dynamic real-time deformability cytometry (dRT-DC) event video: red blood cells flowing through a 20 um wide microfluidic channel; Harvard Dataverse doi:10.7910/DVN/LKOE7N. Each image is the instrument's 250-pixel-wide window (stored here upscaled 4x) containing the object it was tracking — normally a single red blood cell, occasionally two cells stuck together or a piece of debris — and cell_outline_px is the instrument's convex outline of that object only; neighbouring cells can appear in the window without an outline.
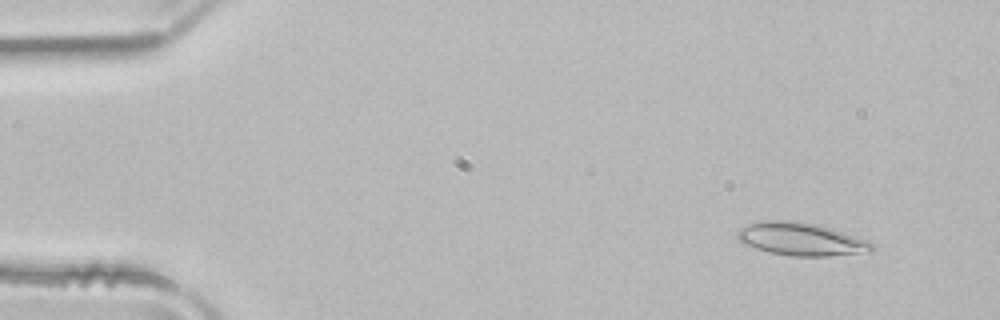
{"species": "common noctule bat (a hibernating species)", "species_latin": "Nyctalus noctula", "temperature_condition": "room temperature", "stored_images_in_passage": 47, "camera_frame_rate_fps": 3000, "um_per_image_px": 0.085, "animal": {"sex": "male", "body_mass_g": 21.5, "forearm_length_mm": 52.0}, "frame": {"image": 1, "passage_image": 1, "time_ms": 0.0, "image_size_px": [1000, 320], "cell_outline_px": [[872, 252], [828, 256], [788, 256], [768, 252], [744, 244], [736, 236], [736, 232], [740, 228], [748, 224], [764, 220], [788, 220], [812, 224], [828, 228], [868, 240], [872, 244]], "centroid_in_image_um": [68.05, 20.34], "position_along_channel_um": 17.0, "area_um2": 25.55}}
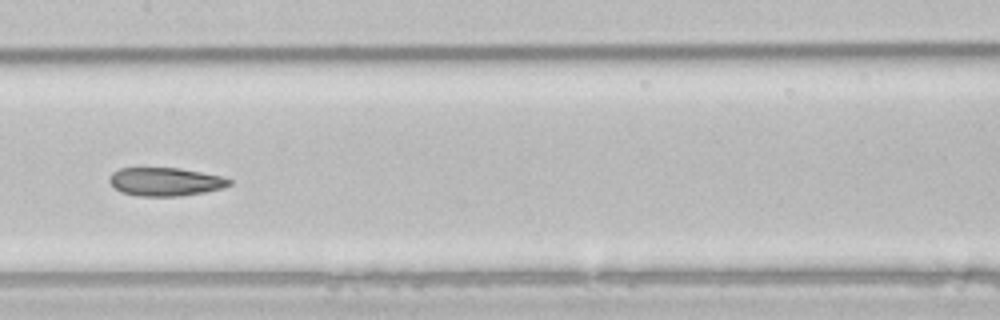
{"frame": {"image": 2, "passage_image": 22, "time_ms": 7.0, "image_size_px": [1000, 320], "cell_outline_px": [[232, 184], [224, 188], [204, 192], [180, 196], [136, 196], [120, 192], [108, 180], [108, 176], [112, 172], [120, 168], [180, 168], [220, 176], [232, 180]], "centroid_in_image_um": [14.04, 15.45], "position_along_channel_um": 193.4, "area_um2": 19.88}}
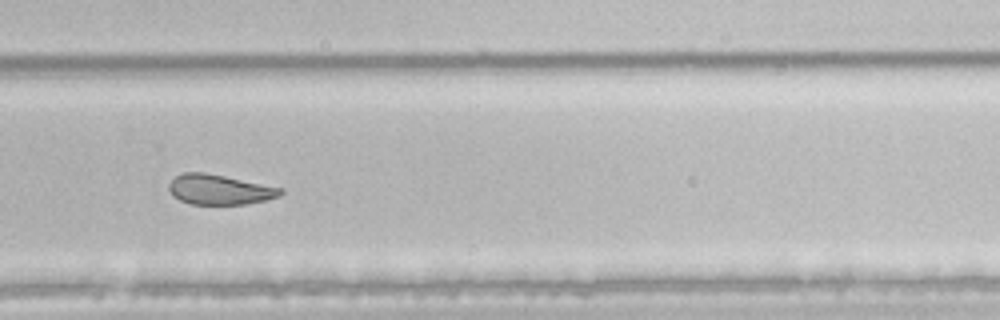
{"frame": {"image": 3, "passage_image": 31, "time_ms": 10.0, "image_size_px": [1000, 320], "cell_outline_px": [[284, 192], [280, 196], [248, 204], [192, 204], [180, 200], [172, 196], [168, 188], [168, 184], [176, 176], [184, 172], [204, 172], [284, 188]], "centroid_in_image_um": [18.66, 16.11], "position_along_channel_um": 311.1, "area_um2": 19.54}, "authors_computed_cell_mechanics": {"area_um2": 22.7154, "velocity_mm_per_s": 3.9509, "shape_relaxation_time_tau1_ms": 9.3979, "shape_relaxation_time_tau2_ms": 2.2813, "deformation_change_tau1": 0.1835, "deformation_change_tau2": 0.0754}}